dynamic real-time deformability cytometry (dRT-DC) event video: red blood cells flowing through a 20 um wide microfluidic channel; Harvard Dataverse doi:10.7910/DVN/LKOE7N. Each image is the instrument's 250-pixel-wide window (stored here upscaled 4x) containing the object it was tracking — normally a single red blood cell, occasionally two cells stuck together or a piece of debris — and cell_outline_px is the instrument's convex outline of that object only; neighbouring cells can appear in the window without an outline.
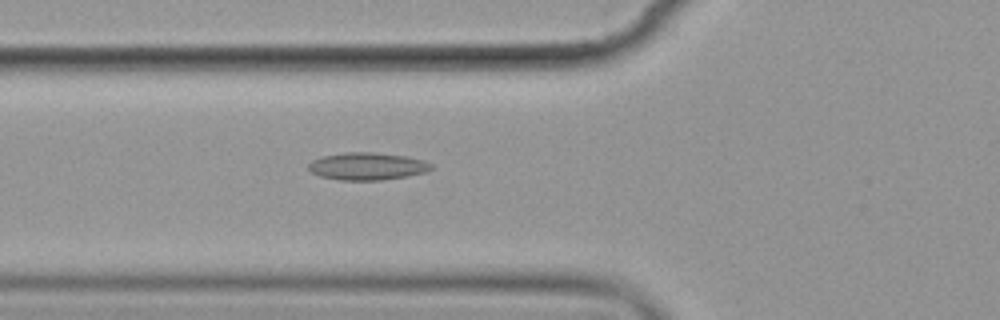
{"species": "common noctule bat (a hibernating species)", "species_latin": "Nyctalus noctula", "temperature_condition": "cold", "stored_images_in_passage": 8, "camera_frame_rate_fps": 3000, "um_per_image_px": 0.085, "animal": {"sex": "female", "body_mass_g": 19.9}, "frame": {"image": 1, "passage_image": 7, "time_ms": 6.667, "image_size_px": [1000, 320], "cell_outline_px": [[432, 168], [424, 172], [408, 176], [380, 180], [340, 180], [320, 176], [312, 172], [308, 168], [308, 164], [312, 160], [324, 156], [344, 152], [372, 152], [408, 156], [424, 160], [432, 164]], "centroid_in_image_um": [31.22, 14.12], "position_along_channel_um": 94.6, "area_um2": 19.59}}